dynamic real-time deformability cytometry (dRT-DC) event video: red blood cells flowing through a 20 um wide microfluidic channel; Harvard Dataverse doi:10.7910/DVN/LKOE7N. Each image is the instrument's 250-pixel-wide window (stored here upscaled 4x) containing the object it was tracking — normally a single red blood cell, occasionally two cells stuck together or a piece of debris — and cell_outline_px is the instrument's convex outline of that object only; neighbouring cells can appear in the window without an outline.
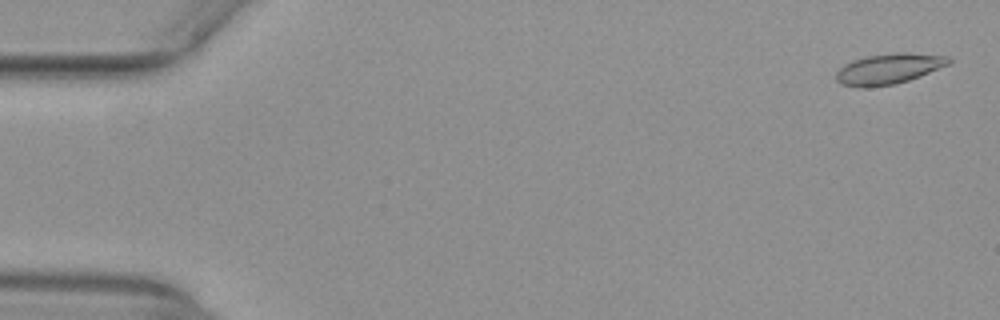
{"species": "common noctule bat (a hibernating species)", "species_latin": "Nyctalus noctula", "temperature_condition": "warm", "stored_images_in_passage": 14, "camera_frame_rate_fps": 3000, "um_per_image_px": 0.085, "animal": {"sex": "female", "body_mass_g": 29.2, "forearm_length_mm": 56.3}, "frame": {"image": 1, "passage_image": 2, "time_ms": 0.333, "image_size_px": [1000, 320], "cell_outline_px": [[952, 60], [948, 64], [920, 76], [896, 84], [864, 88], [860, 88], [840, 84], [836, 80], [836, 72], [844, 64], [852, 60], [864, 56], [892, 52], [908, 52], [948, 56]], "centroid_in_image_um": [75.5, 5.84], "position_along_channel_um": 9.5, "area_um2": 20.29}}